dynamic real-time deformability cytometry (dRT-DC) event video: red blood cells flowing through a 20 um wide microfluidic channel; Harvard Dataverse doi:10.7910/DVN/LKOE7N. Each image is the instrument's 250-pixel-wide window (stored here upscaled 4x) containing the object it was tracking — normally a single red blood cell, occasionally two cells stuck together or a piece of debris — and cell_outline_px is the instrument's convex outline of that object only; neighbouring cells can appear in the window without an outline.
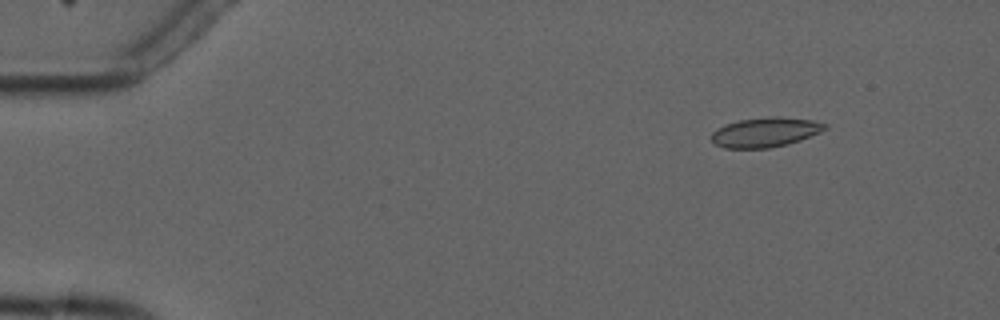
{"species": "common noctule bat (a hibernating species)", "species_latin": "Nyctalus noctula", "temperature_condition": "cold", "stored_images_in_passage": 4, "camera_frame_rate_fps": 3000, "um_per_image_px": 0.085, "animal": {"sex": "male", "forearm_length_mm": 52.5}, "frame": {"image": 1, "passage_image": 2, "time_ms": 1.0, "image_size_px": [1000, 320], "cell_outline_px": [[828, 128], [820, 132], [800, 140], [788, 144], [768, 148], [724, 148], [716, 144], [712, 140], [712, 132], [716, 128], [724, 124], [740, 120], [772, 116], [776, 116], [812, 120], [828, 124]], "centroid_in_image_um": [65.05, 11.23], "position_along_channel_um": 19.9, "area_um2": 19.59}}